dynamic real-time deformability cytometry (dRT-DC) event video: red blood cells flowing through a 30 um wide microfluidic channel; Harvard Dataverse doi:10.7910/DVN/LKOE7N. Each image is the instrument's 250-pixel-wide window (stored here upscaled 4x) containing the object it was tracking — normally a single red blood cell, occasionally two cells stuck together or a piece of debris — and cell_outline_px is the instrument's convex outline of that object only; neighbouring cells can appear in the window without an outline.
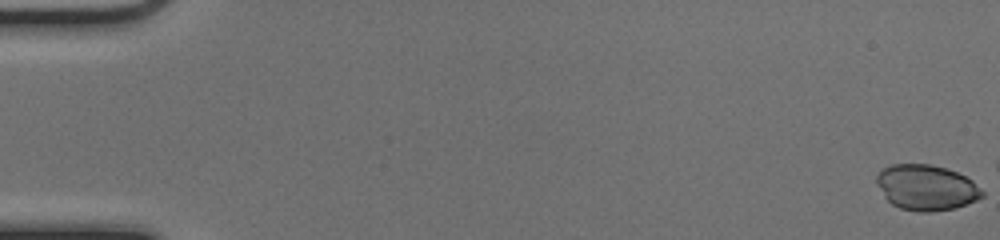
{"species": "common noctule bat (a hibernating species)", "species_latin": "Nyctalus noctula", "temperature_condition": "cold", "stored_images_in_passage": 10, "camera_frame_rate_fps": 3000, "um_per_image_px": 0.085, "animal": {"sex": "female", "body_mass_g": 17.0, "forearm_length_mm": 48.0}, "frame": {"image": 1, "passage_image": 1, "time_ms": 0.0, "image_size_px": [1000, 240], "cell_outline_px": [[984, 196], [976, 200], [956, 208], [928, 212], [916, 212], [900, 208], [892, 204], [884, 196], [876, 184], [876, 176], [880, 168], [892, 164], [932, 164], [956, 172], [972, 180], [984, 192]], "centroid_in_image_um": [78.71, 15.94], "position_along_channel_um": 6.3, "area_um2": 28.15}}